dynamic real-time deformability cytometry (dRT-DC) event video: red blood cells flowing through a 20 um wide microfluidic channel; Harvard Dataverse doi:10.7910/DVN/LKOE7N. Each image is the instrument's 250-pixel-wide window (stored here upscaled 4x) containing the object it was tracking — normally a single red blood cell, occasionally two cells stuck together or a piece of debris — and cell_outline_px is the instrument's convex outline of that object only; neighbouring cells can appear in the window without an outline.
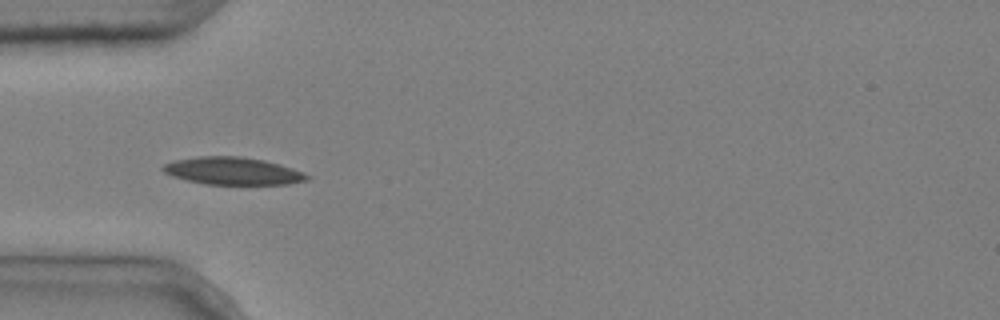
{"species": "common noctule bat (a hibernating species)", "species_latin": "Nyctalus noctula", "temperature_condition": "cold", "stored_images_in_passage": 7, "camera_frame_rate_fps": 3000, "um_per_image_px": 0.085, "animal": {"sex": "male", "body_mass_g": 20.4}, "frame": {"image": 1, "passage_image": 3, "time_ms": 0.667, "image_size_px": [1000, 320], "cell_outline_px": [[312, 176], [308, 180], [288, 184], [204, 184], [172, 176], [164, 172], [160, 168], [164, 164], [172, 160], [196, 156], [240, 156], [264, 160], [280, 164], [304, 172]], "centroid_in_image_um": [19.78, 14.52], "position_along_channel_um": 65.2, "area_um2": 23.24}}
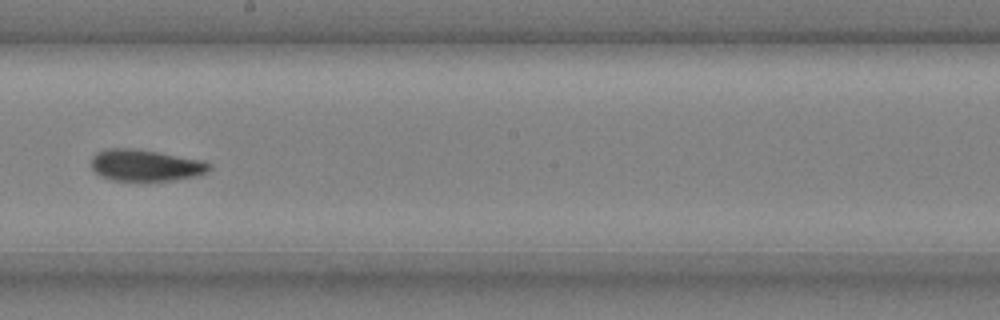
{"frame": {"image": 2, "passage_image": 7, "time_ms": 2.0, "image_size_px": [1000, 320], "cell_outline_px": [[212, 168], [196, 176], [176, 180], [148, 184], [136, 184], [112, 180], [100, 176], [92, 168], [92, 156], [96, 152], [104, 148], [132, 148], [156, 152], [196, 160], [212, 164]], "centroid_in_image_um": [12.29, 14.12], "position_along_channel_um": 235.9, "area_um2": 22.43}}